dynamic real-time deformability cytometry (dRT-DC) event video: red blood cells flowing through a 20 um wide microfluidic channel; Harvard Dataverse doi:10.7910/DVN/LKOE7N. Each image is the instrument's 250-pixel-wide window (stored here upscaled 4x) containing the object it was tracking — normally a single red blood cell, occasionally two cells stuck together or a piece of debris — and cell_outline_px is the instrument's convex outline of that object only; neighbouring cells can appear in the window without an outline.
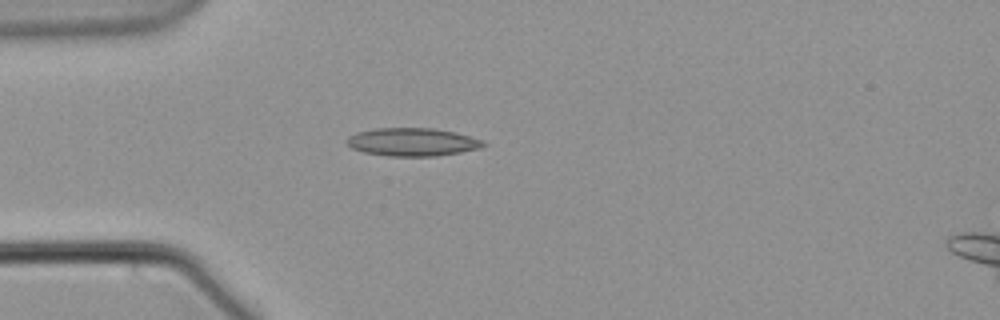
{"species": "common noctule bat (a hibernating species)", "species_latin": "Nyctalus noctula", "temperature_condition": "warm", "stored_images_in_passage": 42, "camera_frame_rate_fps": 3000, "um_per_image_px": 0.085, "animal": {"sex": "male", "body_mass_g": 21.5, "forearm_length_mm": 52.0}, "frame": {"image": 1, "passage_image": 1, "time_ms": 0.0, "image_size_px": [1000, 320], "cell_outline_px": [[488, 144], [480, 148], [460, 152], [436, 156], [388, 156], [364, 152], [352, 148], [348, 144], [348, 136], [356, 132], [376, 128], [432, 128], [456, 132], [484, 140]], "centroid_in_image_um": [35.09, 12.06], "position_along_channel_um": 49.9, "area_um2": 22.37}}
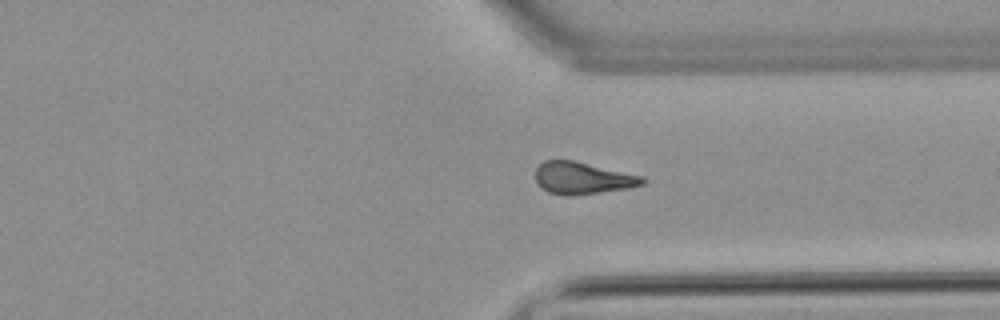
{"frame": {"image": 2, "passage_image": 28, "time_ms": 9.0, "image_size_px": [1000, 320], "cell_outline_px": [[648, 180], [644, 184], [632, 188], [568, 196], [564, 196], [548, 192], [540, 188], [536, 180], [536, 168], [544, 160], [572, 160], [644, 176]], "centroid_in_image_um": [49.54, 15.15], "position_along_channel_um": 361.9, "area_um2": 20.17}}
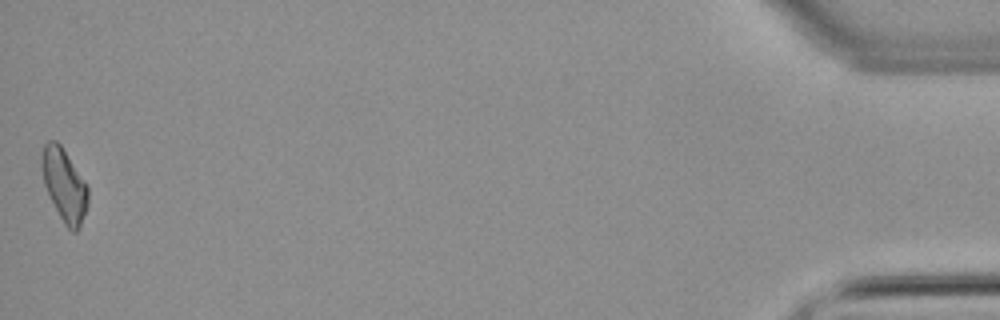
{"frame": {"image": 3, "passage_image": 42, "time_ms": 13.667, "image_size_px": [1000, 320], "cell_outline_px": [[88, 204], [80, 228], [76, 232], [72, 232], [64, 224], [44, 184], [40, 164], [40, 156], [44, 144], [48, 140], [56, 140], [60, 144], [88, 188]], "centroid_in_image_um": [5.44, 15.72], "position_along_channel_um": 429.8, "area_um2": 19.31}}